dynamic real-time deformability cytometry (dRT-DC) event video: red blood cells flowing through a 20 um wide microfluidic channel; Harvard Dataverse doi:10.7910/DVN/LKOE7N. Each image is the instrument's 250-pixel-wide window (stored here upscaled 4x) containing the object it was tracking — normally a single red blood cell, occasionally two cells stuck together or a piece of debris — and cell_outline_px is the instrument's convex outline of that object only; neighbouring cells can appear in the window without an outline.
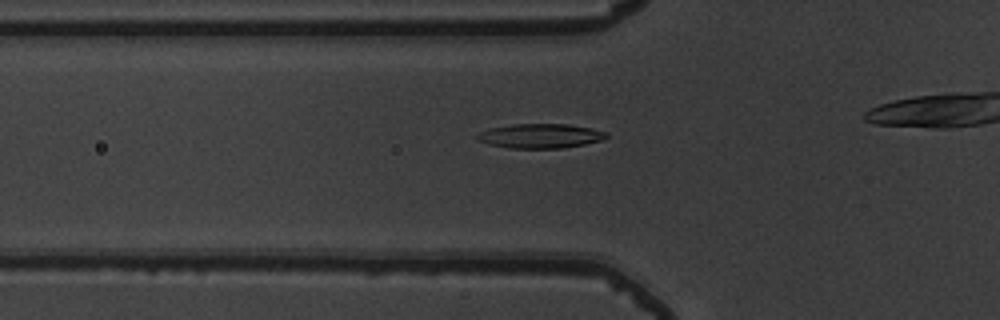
{"species": "common noctule bat (a hibernating species)", "species_latin": "Nyctalus noctula", "temperature_condition": "warm", "stored_images_in_passage": 39, "camera_frame_rate_fps": 3000, "um_per_image_px": 0.085, "animal": {"sex": "male", "body_mass_g": 19.5, "forearm_length_mm": 54.6}, "frame": {"image": 1, "passage_image": 14, "time_ms": 4.333, "image_size_px": [1000, 320], "cell_outline_px": [[608, 136], [600, 140], [584, 144], [560, 148], [508, 148], [488, 144], [480, 140], [476, 136], [480, 132], [492, 128], [512, 124], [568, 124], [592, 128], [608, 132]], "centroid_in_image_um": [45.95, 11.55], "position_along_channel_um": 79.8, "area_um2": 18.21}}
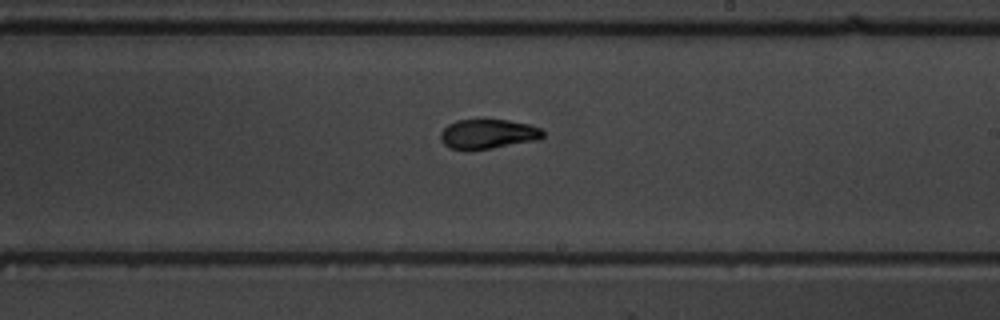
{"frame": {"image": 2, "passage_image": 27, "time_ms": 8.667, "image_size_px": [1000, 320], "cell_outline_px": [[544, 136], [540, 140], [468, 152], [448, 148], [440, 140], [440, 132], [448, 124], [456, 120], [484, 116], [508, 120], [528, 124], [540, 128], [544, 132]], "centroid_in_image_um": [41.43, 11.37], "position_along_channel_um": 247.6, "area_um2": 18.84}}
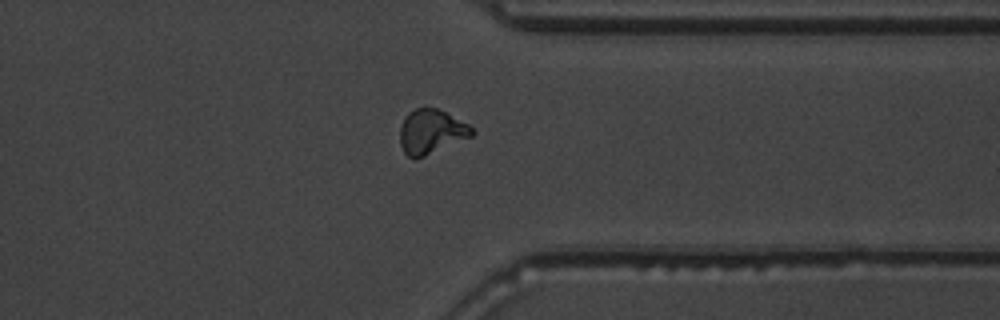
{"frame": {"image": 3, "passage_image": 37, "time_ms": 12.0, "image_size_px": [1000, 320], "cell_outline_px": [[476, 132], [472, 136], [416, 160], [412, 160], [404, 152], [400, 144], [400, 128], [408, 112], [416, 108], [436, 108], [468, 124]], "centroid_in_image_um": [36.64, 11.22], "position_along_channel_um": 374.8, "area_um2": 18.55}}